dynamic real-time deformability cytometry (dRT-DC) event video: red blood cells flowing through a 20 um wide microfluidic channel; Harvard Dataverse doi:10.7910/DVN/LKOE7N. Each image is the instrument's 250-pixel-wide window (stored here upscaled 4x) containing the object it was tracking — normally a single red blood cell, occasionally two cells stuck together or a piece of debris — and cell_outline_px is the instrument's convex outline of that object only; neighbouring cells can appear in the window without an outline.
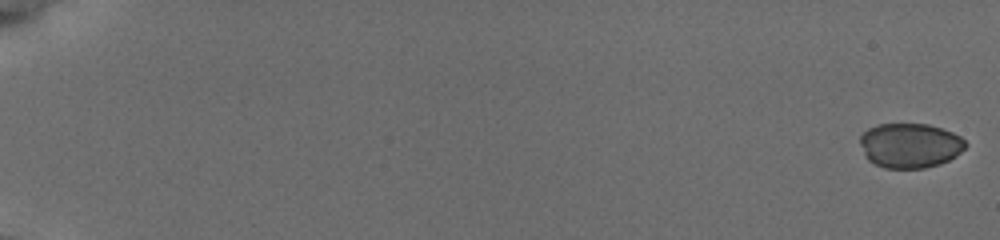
{"species": "common noctule bat (a hibernating species)", "species_latin": "Nyctalus noctula", "temperature_condition": "cold", "stored_images_in_passage": 56, "camera_frame_rate_fps": 3000, "um_per_image_px": 0.085, "animal": {"sex": "female", "body_mass_g": 19.5, "forearm_length_mm": 54.1}, "frame": {"image": 1, "passage_image": 1, "time_ms": 0.0, "image_size_px": [1000, 240], "cell_outline_px": [[968, 144], [956, 156], [940, 164], [924, 168], [884, 168], [868, 160], [864, 156], [860, 144], [860, 136], [868, 128], [876, 124], [928, 124], [952, 132], [960, 136]], "centroid_in_image_um": [77.33, 12.36], "position_along_channel_um": 7.7, "area_um2": 27.57}}
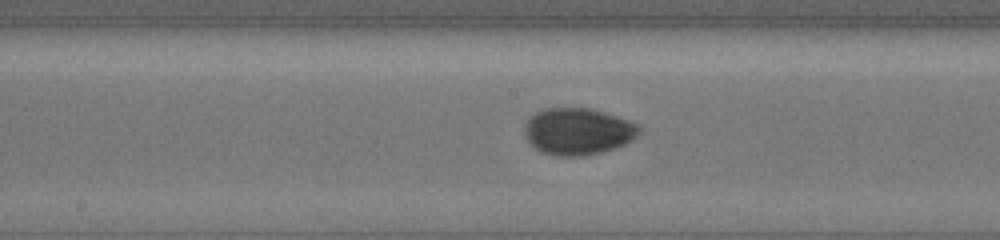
{"frame": {"image": 2, "passage_image": 32, "time_ms": 10.333, "image_size_px": [1000, 240], "cell_outline_px": [[640, 132], [632, 140], [624, 144], [600, 152], [584, 156], [556, 156], [540, 152], [524, 136], [524, 124], [536, 112], [544, 108], [592, 108], [632, 120], [640, 128]], "centroid_in_image_um": [49.12, 11.16], "position_along_channel_um": 199.1, "area_um2": 31.39}}
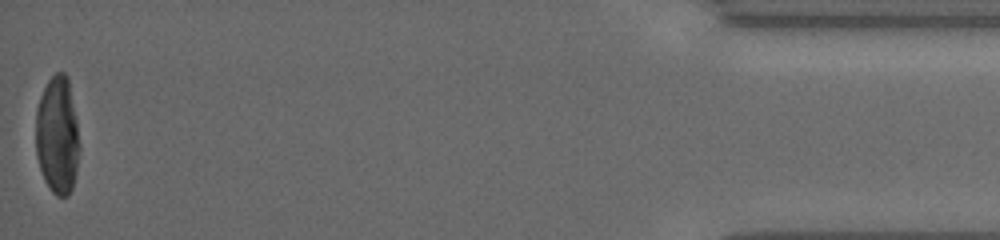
{"frame": {"image": 3, "passage_image": 56, "time_ms": 18.333, "image_size_px": [1000, 240], "cell_outline_px": [[80, 148], [76, 172], [72, 188], [68, 196], [56, 196], [48, 188], [44, 180], [36, 156], [36, 108], [40, 96], [48, 80], [56, 72], [64, 72], [68, 76], [76, 120], [80, 144]], "centroid_in_image_um": [4.88, 11.52], "position_along_channel_um": 430.3, "area_um2": 30.29}, "authors_computed_cell_mechanics": {"area_um2": 29.6225, "velocity_mm_per_s": 3.8453, "shape_relaxation_time_tau1_ms": 8.8158, "shape_relaxation_time_tau2_ms": null, "deformation_change_tau1": 0.1385, "deformation_change_tau2": null}}